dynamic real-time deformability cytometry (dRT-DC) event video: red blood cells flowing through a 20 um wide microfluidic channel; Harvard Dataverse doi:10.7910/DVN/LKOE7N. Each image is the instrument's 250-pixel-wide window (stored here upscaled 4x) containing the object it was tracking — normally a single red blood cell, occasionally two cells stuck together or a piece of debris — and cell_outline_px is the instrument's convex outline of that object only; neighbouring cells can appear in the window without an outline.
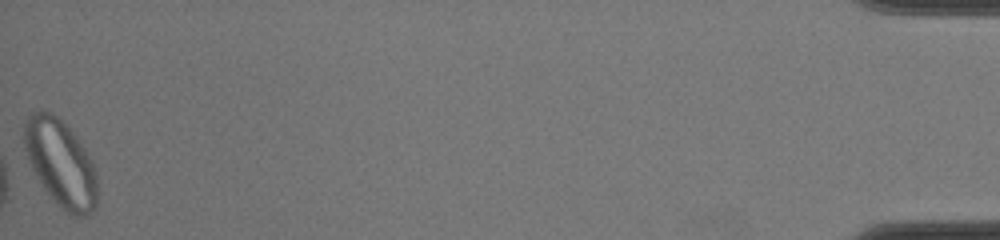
{"species": "common noctule bat (a hibernating species)", "species_latin": "Nyctalus noctula", "temperature_condition": "cold", "stored_images_in_passage": 41, "camera_frame_rate_fps": 3000, "um_per_image_px": 0.085, "animal": {"sex": "female", "body_mass_g": 22.0, "forearm_length_mm": 56.7}, "frame": {"image": 1, "passage_image": 41, "time_ms": 13.333, "image_size_px": [1000, 240], "cell_outline_px": [[96, 196], [92, 208], [84, 212], [76, 212], [60, 204], [56, 200], [44, 184], [36, 172], [32, 164], [28, 152], [24, 136], [24, 132], [32, 116], [40, 112], [44, 112], [52, 116], [72, 136], [80, 148], [92, 172], [96, 192]], "centroid_in_image_um": [5.1, 13.86], "position_along_channel_um": 430.1, "area_um2": 31.5}}